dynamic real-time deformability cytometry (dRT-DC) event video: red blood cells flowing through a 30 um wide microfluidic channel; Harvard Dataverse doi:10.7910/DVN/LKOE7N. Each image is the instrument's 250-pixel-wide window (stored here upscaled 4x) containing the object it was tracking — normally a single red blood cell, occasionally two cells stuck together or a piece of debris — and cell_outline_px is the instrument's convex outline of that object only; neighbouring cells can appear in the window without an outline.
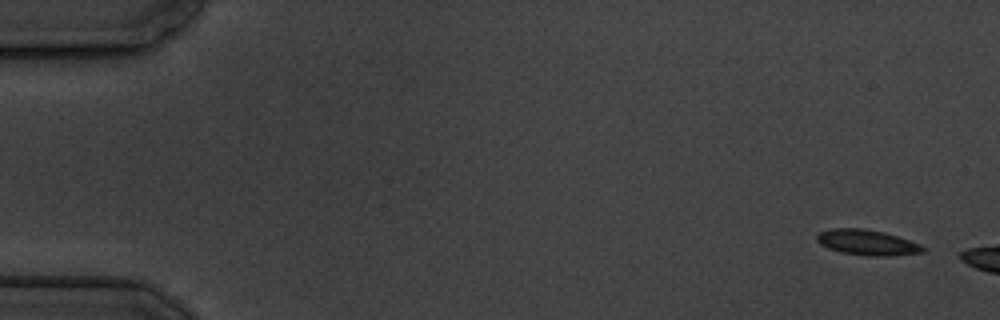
{"species": "common noctule bat (a hibernating species)", "species_latin": "Nyctalus noctula", "temperature_condition": "cold", "stored_images_in_passage": 4, "camera_frame_rate_fps": 3000, "um_per_image_px": 0.085, "animal": {"sex": "male", "body_mass_g": 19.5, "forearm_length_mm": 54.6}, "frame": {"image": 1, "passage_image": 1, "time_ms": 0.0, "image_size_px": [1000, 320], "cell_outline_px": [[928, 248], [924, 252], [888, 256], [872, 256], [840, 252], [828, 248], [820, 244], [816, 240], [816, 236], [820, 232], [832, 228], [864, 228], [884, 232], [920, 244]], "centroid_in_image_um": [73.71, 20.61], "position_along_channel_um": 11.3, "area_um2": 15.72}}